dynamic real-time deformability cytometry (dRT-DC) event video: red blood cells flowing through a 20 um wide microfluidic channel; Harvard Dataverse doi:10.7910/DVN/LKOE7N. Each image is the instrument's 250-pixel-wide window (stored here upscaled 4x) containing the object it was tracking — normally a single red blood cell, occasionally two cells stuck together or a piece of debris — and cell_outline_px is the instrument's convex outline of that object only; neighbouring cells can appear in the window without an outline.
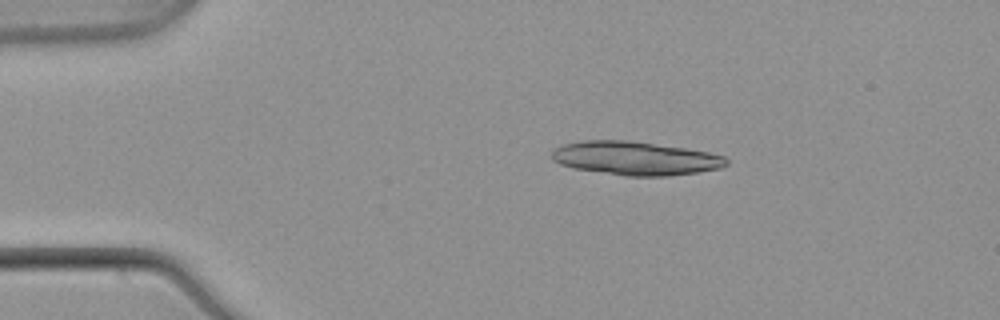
{"species": "common noctule bat (a hibernating species)", "species_latin": "Nyctalus noctula", "temperature_condition": "warm", "stored_images_in_passage": 23, "camera_frame_rate_fps": 3000, "um_per_image_px": 0.085, "animal": {"sex": "male", "body_mass_g": 21.5, "forearm_length_mm": 52.0}, "frame": {"image": 1, "passage_image": 10, "time_ms": 3.0, "image_size_px": [1000, 320], "cell_outline_px": [[728, 164], [720, 168], [696, 172], [668, 176], [624, 176], [572, 168], [560, 164], [552, 160], [552, 148], [564, 144], [580, 140], [624, 140], [684, 148], [708, 152], [724, 156], [728, 160]], "centroid_in_image_um": [53.95, 13.46], "position_along_channel_um": 31.0, "area_um2": 34.22}}
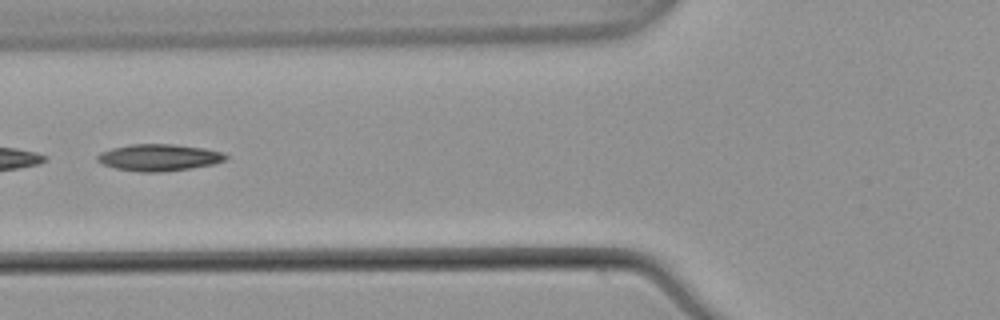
{"frame": {"image": 2, "passage_image": 21, "time_ms": 6.667, "image_size_px": [1000, 320], "cell_outline_px": [[228, 156], [224, 160], [212, 164], [188, 168], [160, 172], [140, 172], [116, 168], [104, 164], [96, 160], [96, 156], [100, 152], [112, 148], [128, 144], [172, 144], [204, 148], [224, 152]], "centroid_in_image_um": [13.49, 13.37], "position_along_channel_um": 112.3, "area_um2": 19.88}}